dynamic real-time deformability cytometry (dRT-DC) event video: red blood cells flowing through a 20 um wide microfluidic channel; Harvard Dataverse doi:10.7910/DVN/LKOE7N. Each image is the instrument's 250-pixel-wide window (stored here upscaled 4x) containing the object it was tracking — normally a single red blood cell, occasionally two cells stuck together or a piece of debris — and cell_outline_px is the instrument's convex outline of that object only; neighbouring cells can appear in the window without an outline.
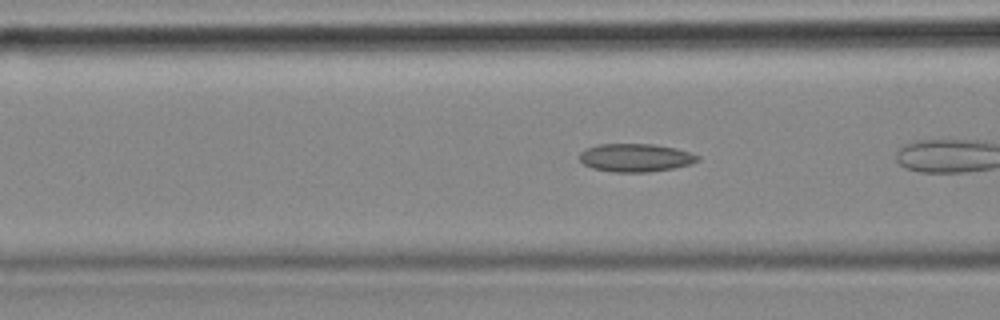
{"species": "common noctule bat (a hibernating species)", "species_latin": "Nyctalus noctula", "temperature_condition": "cold", "stored_images_in_passage": 7, "camera_frame_rate_fps": 3000, "um_per_image_px": 0.085, "animal": {"sex": "female", "body_mass_g": 18.4}, "frame": {"image": 1, "passage_image": 5, "time_ms": 1.333, "image_size_px": [1000, 320], "cell_outline_px": [[700, 160], [692, 164], [672, 168], [648, 172], [612, 172], [592, 168], [584, 164], [580, 160], [580, 152], [588, 148], [600, 144], [652, 144], [676, 148], [700, 156]], "centroid_in_image_um": [54.04, 13.41], "position_along_channel_um": 112.6, "area_um2": 19.31}}